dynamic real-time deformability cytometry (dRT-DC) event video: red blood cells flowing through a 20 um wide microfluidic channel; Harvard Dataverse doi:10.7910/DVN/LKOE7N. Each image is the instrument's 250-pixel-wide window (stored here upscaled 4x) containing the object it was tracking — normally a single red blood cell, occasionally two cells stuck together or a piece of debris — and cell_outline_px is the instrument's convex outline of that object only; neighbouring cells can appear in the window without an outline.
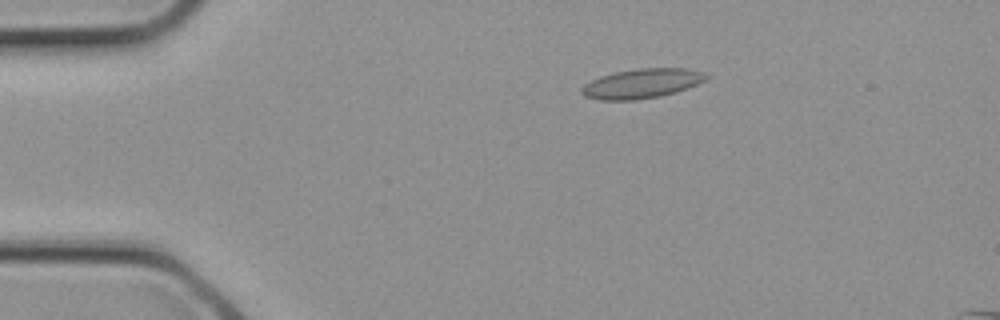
{"species": "common noctule bat (a hibernating species)", "species_latin": "Nyctalus noctula", "temperature_condition": "cold", "stored_images_in_passage": 2, "camera_frame_rate_fps": 3000, "um_per_image_px": 0.085, "animal": {"sex": "female", "body_mass_g": 21.9}, "frame": {"image": 1, "passage_image": 2, "time_ms": 0.333, "image_size_px": [1000, 320], "cell_outline_px": [[712, 76], [688, 88], [676, 92], [660, 96], [636, 100], [600, 100], [584, 96], [580, 92], [580, 88], [584, 84], [600, 76], [612, 72], [636, 68], [684, 68], [700, 72]], "centroid_in_image_um": [54.51, 7.1], "position_along_channel_um": 30.5, "area_um2": 21.56}}